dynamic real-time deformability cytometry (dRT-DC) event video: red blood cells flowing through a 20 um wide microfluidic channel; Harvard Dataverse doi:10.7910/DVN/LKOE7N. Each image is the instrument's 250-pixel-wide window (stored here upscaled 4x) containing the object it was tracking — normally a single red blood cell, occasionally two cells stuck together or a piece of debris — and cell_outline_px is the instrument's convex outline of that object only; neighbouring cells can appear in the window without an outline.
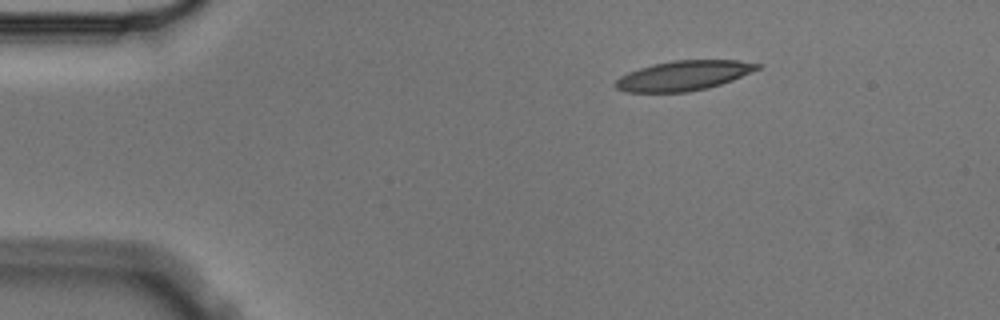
{"species": "Egyptian fruit bat (a non-hibernating species)", "species_latin": "Rousettus aegyptiacus", "temperature_condition": "cold", "stored_images_in_passage": 3, "camera_frame_rate_fps": 3000, "um_per_image_px": 0.085, "animal": {"sex": "male"}, "frame": {"image": 1, "passage_image": 1, "time_ms": 0.0, "image_size_px": [1000, 320], "cell_outline_px": [[764, 64], [760, 68], [732, 80], [708, 88], [688, 92], [624, 92], [616, 88], [612, 84], [620, 76], [628, 72], [652, 64], [672, 60], [740, 60]], "centroid_in_image_um": [58.09, 6.42], "position_along_channel_um": 26.9, "area_um2": 24.8}}
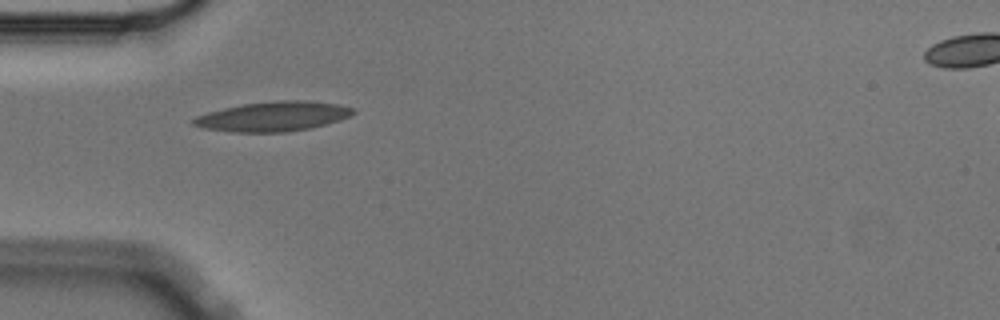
{"frame": {"image": 2, "passage_image": 3, "time_ms": 0.667, "image_size_px": [1000, 320], "cell_outline_px": [[356, 112], [340, 120], [312, 128], [284, 132], [232, 132], [200, 128], [192, 124], [192, 120], [196, 116], [208, 112], [224, 108], [244, 104], [276, 100], [304, 100], [340, 104], [356, 108]], "centroid_in_image_um": [23.23, 9.89], "position_along_channel_um": 61.8, "area_um2": 27.8}}